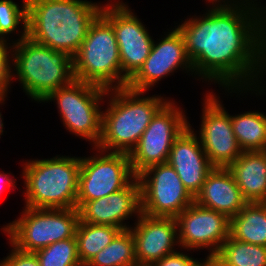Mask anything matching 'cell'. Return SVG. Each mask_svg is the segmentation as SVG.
I'll return each mask as SVG.
<instances>
[{
  "mask_svg": "<svg viewBox=\"0 0 266 266\" xmlns=\"http://www.w3.org/2000/svg\"><path fill=\"white\" fill-rule=\"evenodd\" d=\"M255 1L210 8L177 26L195 76L216 82L230 93L249 89L265 93L259 81L266 75V7H257Z\"/></svg>",
  "mask_w": 266,
  "mask_h": 266,
  "instance_id": "6da1fadb",
  "label": "cell"
},
{
  "mask_svg": "<svg viewBox=\"0 0 266 266\" xmlns=\"http://www.w3.org/2000/svg\"><path fill=\"white\" fill-rule=\"evenodd\" d=\"M101 11L87 0H27V37L73 58Z\"/></svg>",
  "mask_w": 266,
  "mask_h": 266,
  "instance_id": "7a4b0ae2",
  "label": "cell"
},
{
  "mask_svg": "<svg viewBox=\"0 0 266 266\" xmlns=\"http://www.w3.org/2000/svg\"><path fill=\"white\" fill-rule=\"evenodd\" d=\"M128 87L107 90V109L102 112V132L97 148L130 154L152 117L168 101ZM141 95H143L141 97ZM110 96V97H109Z\"/></svg>",
  "mask_w": 266,
  "mask_h": 266,
  "instance_id": "3957f363",
  "label": "cell"
},
{
  "mask_svg": "<svg viewBox=\"0 0 266 266\" xmlns=\"http://www.w3.org/2000/svg\"><path fill=\"white\" fill-rule=\"evenodd\" d=\"M11 44L10 66L16 71H11V80L17 76L23 91L31 99L41 103L51 92L75 80L73 58L65 52L38 44L29 37Z\"/></svg>",
  "mask_w": 266,
  "mask_h": 266,
  "instance_id": "277c9868",
  "label": "cell"
},
{
  "mask_svg": "<svg viewBox=\"0 0 266 266\" xmlns=\"http://www.w3.org/2000/svg\"><path fill=\"white\" fill-rule=\"evenodd\" d=\"M25 206L29 208H76L80 157L60 155L29 160L23 165Z\"/></svg>",
  "mask_w": 266,
  "mask_h": 266,
  "instance_id": "5b68a950",
  "label": "cell"
},
{
  "mask_svg": "<svg viewBox=\"0 0 266 266\" xmlns=\"http://www.w3.org/2000/svg\"><path fill=\"white\" fill-rule=\"evenodd\" d=\"M75 80L107 90L122 88V66L113 26L100 14L73 57Z\"/></svg>",
  "mask_w": 266,
  "mask_h": 266,
  "instance_id": "8992f818",
  "label": "cell"
},
{
  "mask_svg": "<svg viewBox=\"0 0 266 266\" xmlns=\"http://www.w3.org/2000/svg\"><path fill=\"white\" fill-rule=\"evenodd\" d=\"M77 208H29L1 229L18 249L36 252L57 241L75 237L79 222Z\"/></svg>",
  "mask_w": 266,
  "mask_h": 266,
  "instance_id": "52a82bcc",
  "label": "cell"
},
{
  "mask_svg": "<svg viewBox=\"0 0 266 266\" xmlns=\"http://www.w3.org/2000/svg\"><path fill=\"white\" fill-rule=\"evenodd\" d=\"M106 94L105 88L74 80L71 84L51 92L42 102L56 100L65 128L90 141L94 149L101 138L103 111L100 105Z\"/></svg>",
  "mask_w": 266,
  "mask_h": 266,
  "instance_id": "ba28073f",
  "label": "cell"
},
{
  "mask_svg": "<svg viewBox=\"0 0 266 266\" xmlns=\"http://www.w3.org/2000/svg\"><path fill=\"white\" fill-rule=\"evenodd\" d=\"M95 149L98 154L80 157L77 209L87 201L97 200L125 188L136 177L129 154Z\"/></svg>",
  "mask_w": 266,
  "mask_h": 266,
  "instance_id": "9c48e42d",
  "label": "cell"
},
{
  "mask_svg": "<svg viewBox=\"0 0 266 266\" xmlns=\"http://www.w3.org/2000/svg\"><path fill=\"white\" fill-rule=\"evenodd\" d=\"M173 100H168L152 117L137 146L129 154L137 176L149 166L166 163L172 144L189 126L187 117Z\"/></svg>",
  "mask_w": 266,
  "mask_h": 266,
  "instance_id": "30bf717a",
  "label": "cell"
},
{
  "mask_svg": "<svg viewBox=\"0 0 266 266\" xmlns=\"http://www.w3.org/2000/svg\"><path fill=\"white\" fill-rule=\"evenodd\" d=\"M137 178L141 189V211L145 215L176 218L194 202V197L168 162L147 167Z\"/></svg>",
  "mask_w": 266,
  "mask_h": 266,
  "instance_id": "8fae6325",
  "label": "cell"
},
{
  "mask_svg": "<svg viewBox=\"0 0 266 266\" xmlns=\"http://www.w3.org/2000/svg\"><path fill=\"white\" fill-rule=\"evenodd\" d=\"M114 2H116L114 4ZM102 4L101 15L113 26L122 66V88L143 66L153 39L145 25L123 1Z\"/></svg>",
  "mask_w": 266,
  "mask_h": 266,
  "instance_id": "7c38bea8",
  "label": "cell"
},
{
  "mask_svg": "<svg viewBox=\"0 0 266 266\" xmlns=\"http://www.w3.org/2000/svg\"><path fill=\"white\" fill-rule=\"evenodd\" d=\"M199 129L201 145L214 167L228 168L243 152L234 135L231 116L212 92L205 94Z\"/></svg>",
  "mask_w": 266,
  "mask_h": 266,
  "instance_id": "4fadbf2b",
  "label": "cell"
},
{
  "mask_svg": "<svg viewBox=\"0 0 266 266\" xmlns=\"http://www.w3.org/2000/svg\"><path fill=\"white\" fill-rule=\"evenodd\" d=\"M179 246L187 251L207 249V258H213L229 237L230 219L193 202L176 218Z\"/></svg>",
  "mask_w": 266,
  "mask_h": 266,
  "instance_id": "5bb4252c",
  "label": "cell"
},
{
  "mask_svg": "<svg viewBox=\"0 0 266 266\" xmlns=\"http://www.w3.org/2000/svg\"><path fill=\"white\" fill-rule=\"evenodd\" d=\"M170 31L161 38V41H157V43L153 41L150 54L143 66L128 81L129 89L146 92L178 68L194 74L181 32L176 26Z\"/></svg>",
  "mask_w": 266,
  "mask_h": 266,
  "instance_id": "9a60e30c",
  "label": "cell"
},
{
  "mask_svg": "<svg viewBox=\"0 0 266 266\" xmlns=\"http://www.w3.org/2000/svg\"><path fill=\"white\" fill-rule=\"evenodd\" d=\"M78 211L80 221L129 229V225L123 224L124 220L133 214L138 217L142 213L141 189L137 176L125 188L97 200L87 201Z\"/></svg>",
  "mask_w": 266,
  "mask_h": 266,
  "instance_id": "2e32d148",
  "label": "cell"
},
{
  "mask_svg": "<svg viewBox=\"0 0 266 266\" xmlns=\"http://www.w3.org/2000/svg\"><path fill=\"white\" fill-rule=\"evenodd\" d=\"M134 228L130 227L135 242L138 264L155 265L179 246L178 228L173 217H152L141 213Z\"/></svg>",
  "mask_w": 266,
  "mask_h": 266,
  "instance_id": "e0dca14e",
  "label": "cell"
},
{
  "mask_svg": "<svg viewBox=\"0 0 266 266\" xmlns=\"http://www.w3.org/2000/svg\"><path fill=\"white\" fill-rule=\"evenodd\" d=\"M190 125L189 123L172 144L167 162L175 169L185 188L195 198L214 166Z\"/></svg>",
  "mask_w": 266,
  "mask_h": 266,
  "instance_id": "ac0fdd59",
  "label": "cell"
},
{
  "mask_svg": "<svg viewBox=\"0 0 266 266\" xmlns=\"http://www.w3.org/2000/svg\"><path fill=\"white\" fill-rule=\"evenodd\" d=\"M194 202L225 214L229 219L237 215L248 203L228 168L214 167L208 174Z\"/></svg>",
  "mask_w": 266,
  "mask_h": 266,
  "instance_id": "d6986e66",
  "label": "cell"
},
{
  "mask_svg": "<svg viewBox=\"0 0 266 266\" xmlns=\"http://www.w3.org/2000/svg\"><path fill=\"white\" fill-rule=\"evenodd\" d=\"M248 203L266 202V154L243 151L228 167Z\"/></svg>",
  "mask_w": 266,
  "mask_h": 266,
  "instance_id": "ffe728a7",
  "label": "cell"
},
{
  "mask_svg": "<svg viewBox=\"0 0 266 266\" xmlns=\"http://www.w3.org/2000/svg\"><path fill=\"white\" fill-rule=\"evenodd\" d=\"M229 235L241 242L266 247V202L247 203L230 218Z\"/></svg>",
  "mask_w": 266,
  "mask_h": 266,
  "instance_id": "44dd1931",
  "label": "cell"
},
{
  "mask_svg": "<svg viewBox=\"0 0 266 266\" xmlns=\"http://www.w3.org/2000/svg\"><path fill=\"white\" fill-rule=\"evenodd\" d=\"M231 125L243 151H263L266 146V114L247 111L231 115Z\"/></svg>",
  "mask_w": 266,
  "mask_h": 266,
  "instance_id": "7402d4cb",
  "label": "cell"
},
{
  "mask_svg": "<svg viewBox=\"0 0 266 266\" xmlns=\"http://www.w3.org/2000/svg\"><path fill=\"white\" fill-rule=\"evenodd\" d=\"M121 230L115 226L97 225L79 220L75 237L82 266H86L99 251L109 245Z\"/></svg>",
  "mask_w": 266,
  "mask_h": 266,
  "instance_id": "603a6c76",
  "label": "cell"
},
{
  "mask_svg": "<svg viewBox=\"0 0 266 266\" xmlns=\"http://www.w3.org/2000/svg\"><path fill=\"white\" fill-rule=\"evenodd\" d=\"M213 259L216 266H266V247L241 242L229 235Z\"/></svg>",
  "mask_w": 266,
  "mask_h": 266,
  "instance_id": "cb8c5ba5",
  "label": "cell"
},
{
  "mask_svg": "<svg viewBox=\"0 0 266 266\" xmlns=\"http://www.w3.org/2000/svg\"><path fill=\"white\" fill-rule=\"evenodd\" d=\"M136 263L135 242L129 228L121 230L86 266H133Z\"/></svg>",
  "mask_w": 266,
  "mask_h": 266,
  "instance_id": "d4e9b609",
  "label": "cell"
},
{
  "mask_svg": "<svg viewBox=\"0 0 266 266\" xmlns=\"http://www.w3.org/2000/svg\"><path fill=\"white\" fill-rule=\"evenodd\" d=\"M40 266H82L76 237L57 241L35 252Z\"/></svg>",
  "mask_w": 266,
  "mask_h": 266,
  "instance_id": "484cf974",
  "label": "cell"
},
{
  "mask_svg": "<svg viewBox=\"0 0 266 266\" xmlns=\"http://www.w3.org/2000/svg\"><path fill=\"white\" fill-rule=\"evenodd\" d=\"M20 8L12 0H0V34L6 38V35L17 31L20 23L22 25L20 38L12 43L27 37V0H23V6Z\"/></svg>",
  "mask_w": 266,
  "mask_h": 266,
  "instance_id": "4316f807",
  "label": "cell"
},
{
  "mask_svg": "<svg viewBox=\"0 0 266 266\" xmlns=\"http://www.w3.org/2000/svg\"><path fill=\"white\" fill-rule=\"evenodd\" d=\"M10 45H0V99L7 98L8 88L11 85Z\"/></svg>",
  "mask_w": 266,
  "mask_h": 266,
  "instance_id": "83f0119b",
  "label": "cell"
},
{
  "mask_svg": "<svg viewBox=\"0 0 266 266\" xmlns=\"http://www.w3.org/2000/svg\"><path fill=\"white\" fill-rule=\"evenodd\" d=\"M11 253L4 260L0 261V266H40L38 257L34 252H26L15 247L9 242Z\"/></svg>",
  "mask_w": 266,
  "mask_h": 266,
  "instance_id": "f1b7e54d",
  "label": "cell"
},
{
  "mask_svg": "<svg viewBox=\"0 0 266 266\" xmlns=\"http://www.w3.org/2000/svg\"><path fill=\"white\" fill-rule=\"evenodd\" d=\"M200 262L201 260H196L190 255L176 250V252L164 256L155 266H197Z\"/></svg>",
  "mask_w": 266,
  "mask_h": 266,
  "instance_id": "f546056e",
  "label": "cell"
},
{
  "mask_svg": "<svg viewBox=\"0 0 266 266\" xmlns=\"http://www.w3.org/2000/svg\"><path fill=\"white\" fill-rule=\"evenodd\" d=\"M212 3L211 8H231L244 4L247 0H207ZM235 3V4H234ZM214 5V6H213Z\"/></svg>",
  "mask_w": 266,
  "mask_h": 266,
  "instance_id": "4dcf8cb0",
  "label": "cell"
},
{
  "mask_svg": "<svg viewBox=\"0 0 266 266\" xmlns=\"http://www.w3.org/2000/svg\"><path fill=\"white\" fill-rule=\"evenodd\" d=\"M0 195L1 193L6 189H11L12 187H15V179L10 178V176L7 173L0 172ZM4 184V185H3Z\"/></svg>",
  "mask_w": 266,
  "mask_h": 266,
  "instance_id": "1f68e13d",
  "label": "cell"
},
{
  "mask_svg": "<svg viewBox=\"0 0 266 266\" xmlns=\"http://www.w3.org/2000/svg\"><path fill=\"white\" fill-rule=\"evenodd\" d=\"M197 266H216L215 261L213 258H205L201 261Z\"/></svg>",
  "mask_w": 266,
  "mask_h": 266,
  "instance_id": "d6a6232c",
  "label": "cell"
},
{
  "mask_svg": "<svg viewBox=\"0 0 266 266\" xmlns=\"http://www.w3.org/2000/svg\"><path fill=\"white\" fill-rule=\"evenodd\" d=\"M5 101V98L3 99H0V104L2 105V103H4ZM3 127H4V124H3V119H2V114L0 112V136L3 134Z\"/></svg>",
  "mask_w": 266,
  "mask_h": 266,
  "instance_id": "836d02e7",
  "label": "cell"
},
{
  "mask_svg": "<svg viewBox=\"0 0 266 266\" xmlns=\"http://www.w3.org/2000/svg\"><path fill=\"white\" fill-rule=\"evenodd\" d=\"M7 41H9L8 39H5L1 34H0V45H4V44H9Z\"/></svg>",
  "mask_w": 266,
  "mask_h": 266,
  "instance_id": "e575fe53",
  "label": "cell"
},
{
  "mask_svg": "<svg viewBox=\"0 0 266 266\" xmlns=\"http://www.w3.org/2000/svg\"><path fill=\"white\" fill-rule=\"evenodd\" d=\"M133 266H155V265H152V264H134Z\"/></svg>",
  "mask_w": 266,
  "mask_h": 266,
  "instance_id": "d590c367",
  "label": "cell"
}]
</instances>
